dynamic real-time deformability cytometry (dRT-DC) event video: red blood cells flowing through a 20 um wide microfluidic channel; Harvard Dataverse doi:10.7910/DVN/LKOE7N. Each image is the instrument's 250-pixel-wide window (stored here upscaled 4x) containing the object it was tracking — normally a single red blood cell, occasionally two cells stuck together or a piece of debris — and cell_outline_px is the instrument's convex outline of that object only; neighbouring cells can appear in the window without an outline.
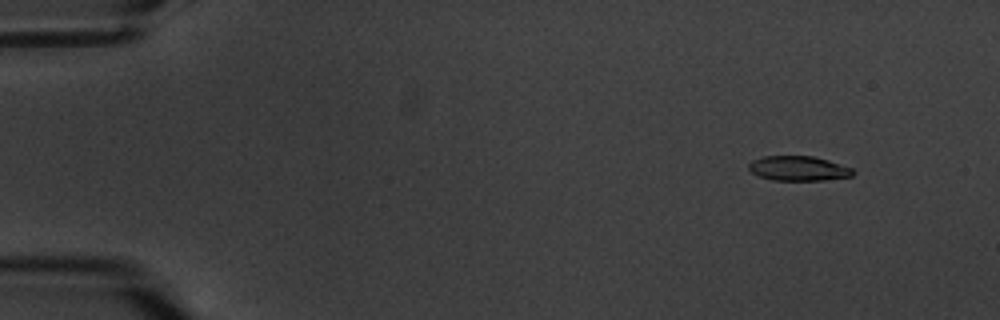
{"species": "common noctule bat (a hibernating species)", "species_latin": "Nyctalus noctula", "temperature_condition": "warm", "stored_images_in_passage": 6, "camera_frame_rate_fps": 3000, "um_per_image_px": 0.085, "animal": {"sex": "male", "body_mass_g": 20.1, "forearm_length_mm": 53.5}, "frame": {"image": 1, "passage_image": 2, "time_ms": 1.0, "image_size_px": [1000, 320], "cell_outline_px": [[856, 172], [852, 176], [824, 180], [772, 180], [760, 176], [752, 172], [748, 168], [748, 164], [752, 160], [764, 156], [812, 156], [828, 160], [852, 168]], "centroid_in_image_um": [67.87, 14.31], "position_along_channel_um": 17.1, "area_um2": 14.97}}
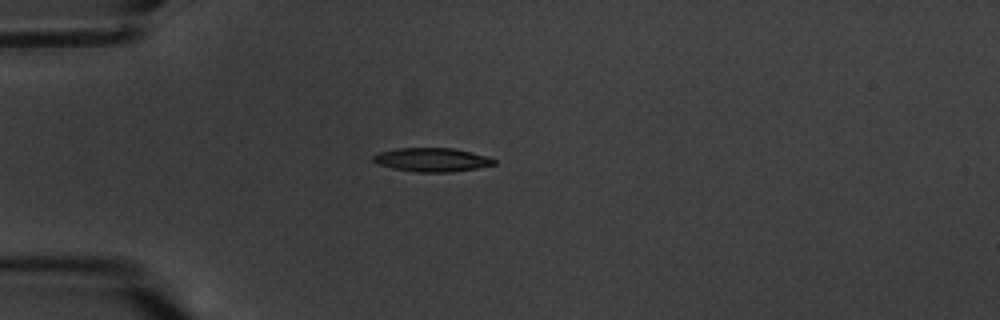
{"frame": {"image": 2, "passage_image": 5, "time_ms": 4.667, "image_size_px": [1000, 320], "cell_outline_px": [[496, 164], [476, 168], [448, 172], [416, 172], [392, 168], [376, 164], [372, 160], [372, 156], [380, 152], [396, 148], [452, 148], [472, 152], [496, 160]], "centroid_in_image_um": [36.66, 13.58], "position_along_channel_um": 48.3, "area_um2": 16.65}}